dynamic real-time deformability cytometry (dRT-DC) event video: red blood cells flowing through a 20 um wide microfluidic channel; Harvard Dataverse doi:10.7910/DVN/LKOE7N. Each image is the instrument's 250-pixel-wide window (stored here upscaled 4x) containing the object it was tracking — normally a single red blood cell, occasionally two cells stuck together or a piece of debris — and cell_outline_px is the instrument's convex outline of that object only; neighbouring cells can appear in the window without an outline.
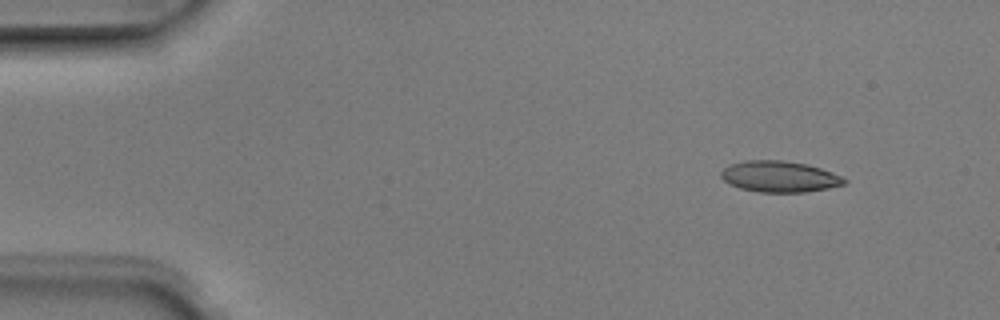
{"species": "Egyptian fruit bat (a non-hibernating species)", "species_latin": "Rousettus aegyptiacus", "temperature_condition": "room temperature", "stored_images_in_passage": 5, "camera_frame_rate_fps": 3000, "um_per_image_px": 0.085, "animal": {"sex": "male"}, "frame": {"image": 1, "passage_image": 2, "time_ms": 0.333, "image_size_px": [1000, 320], "cell_outline_px": [[848, 180], [844, 184], [828, 188], [804, 192], [760, 192], [740, 188], [724, 180], [720, 176], [720, 172], [724, 168], [732, 164], [744, 160], [784, 160], [808, 164], [832, 172]], "centroid_in_image_um": [66.26, 15.0], "position_along_channel_um": 18.7, "area_um2": 22.25}}
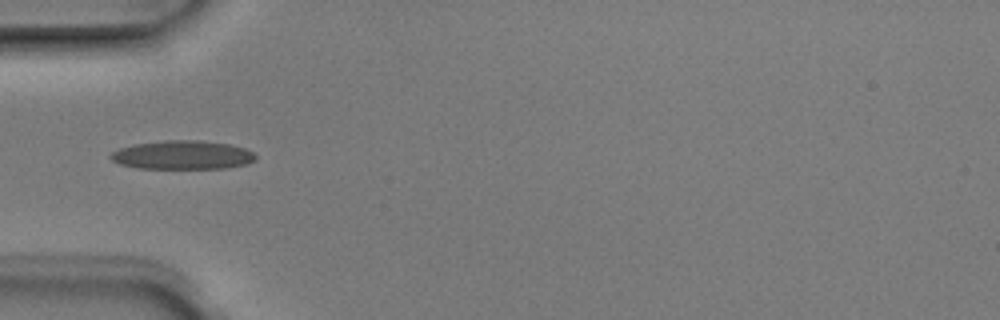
{"frame": {"image": 2, "passage_image": 4, "time_ms": 1.0, "image_size_px": [1000, 320], "cell_outline_px": [[256, 160], [248, 164], [228, 168], [136, 168], [120, 164], [112, 160], [108, 156], [112, 152], [120, 148], [136, 144], [164, 140], [196, 140], [228, 144], [244, 148], [252, 152], [256, 156]], "centroid_in_image_um": [15.52, 13.18], "position_along_channel_um": 69.5, "area_um2": 24.22}}
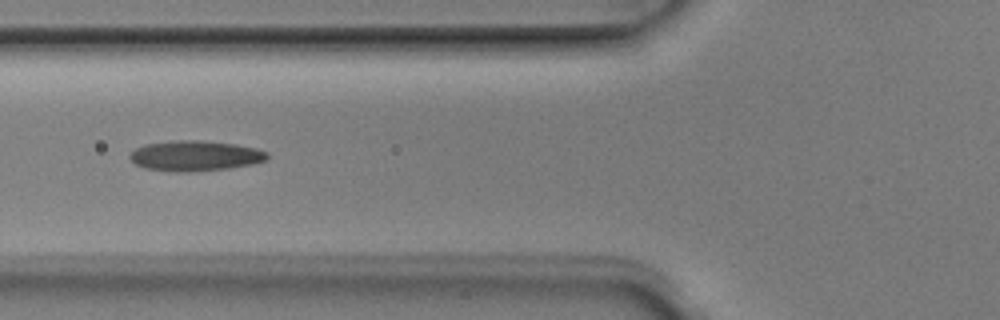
{"frame": {"image": 3, "passage_image": 5, "time_ms": 1.333, "image_size_px": [1000, 320], "cell_outline_px": [[268, 160], [252, 164], [228, 168], [188, 172], [176, 172], [144, 168], [136, 164], [128, 156], [136, 148], [144, 144], [176, 140], [200, 140], [236, 144], [256, 148], [268, 152]], "centroid_in_image_um": [16.6, 13.24], "position_along_channel_um": 109.2, "area_um2": 24.33}}